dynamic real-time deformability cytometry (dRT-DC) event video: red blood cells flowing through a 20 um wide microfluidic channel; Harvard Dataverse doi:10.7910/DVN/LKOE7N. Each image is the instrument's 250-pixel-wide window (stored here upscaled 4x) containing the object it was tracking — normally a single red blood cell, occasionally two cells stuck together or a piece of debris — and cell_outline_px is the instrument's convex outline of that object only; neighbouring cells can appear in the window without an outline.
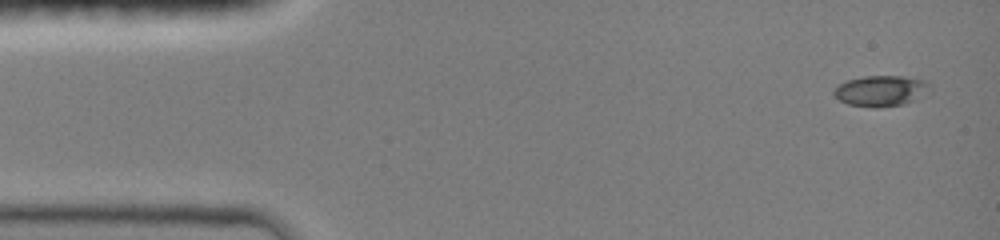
{"species": "common noctule bat (a hibernating species)", "species_latin": "Nyctalus noctula", "temperature_condition": "room temperature", "stored_images_in_passage": 18, "camera_frame_rate_fps": 3000, "um_per_image_px": 0.085, "animal": {"sex": "female", "body_mass_g": 19.0, "forearm_length_mm": 51.5}, "frame": {"image": 1, "passage_image": 1, "time_ms": 0.0, "image_size_px": [1000, 240], "cell_outline_px": [[932, 92], [916, 100], [904, 104], [876, 108], [848, 104], [840, 100], [832, 92], [840, 84], [848, 80], [864, 76], [904, 76], [924, 80], [932, 88]], "centroid_in_image_um": [74.95, 7.73], "position_along_channel_um": 10.0, "area_um2": 17.34}}
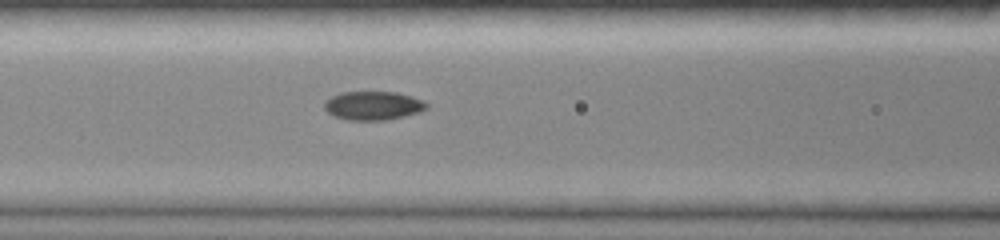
{"frame": {"image": 2, "passage_image": 11, "time_ms": 3.333, "image_size_px": [1000, 240], "cell_outline_px": [[428, 108], [420, 112], [388, 120], [348, 120], [332, 116], [324, 108], [324, 104], [332, 96], [340, 92], [396, 92], [424, 100], [428, 104]], "centroid_in_image_um": [31.73, 8.98], "position_along_channel_um": 134.9, "area_um2": 17.17}}
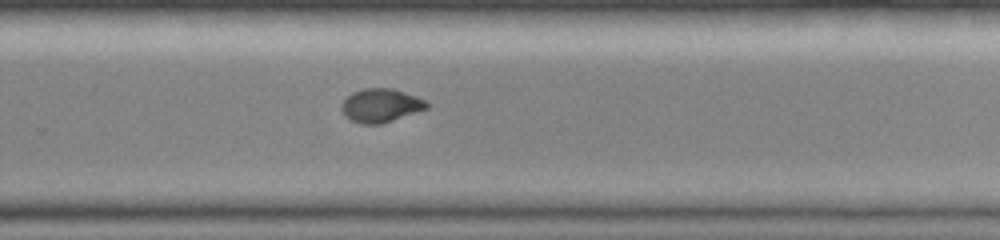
{"frame": {"image": 3, "passage_image": 18, "time_ms": 5.667, "image_size_px": [1000, 240], "cell_outline_px": [[432, 104], [428, 108], [380, 124], [360, 124], [344, 116], [340, 108], [340, 104], [352, 92], [364, 88], [392, 88], [416, 96]], "centroid_in_image_um": [32.35, 8.96], "position_along_channel_um": 297.5, "area_um2": 16.7}}